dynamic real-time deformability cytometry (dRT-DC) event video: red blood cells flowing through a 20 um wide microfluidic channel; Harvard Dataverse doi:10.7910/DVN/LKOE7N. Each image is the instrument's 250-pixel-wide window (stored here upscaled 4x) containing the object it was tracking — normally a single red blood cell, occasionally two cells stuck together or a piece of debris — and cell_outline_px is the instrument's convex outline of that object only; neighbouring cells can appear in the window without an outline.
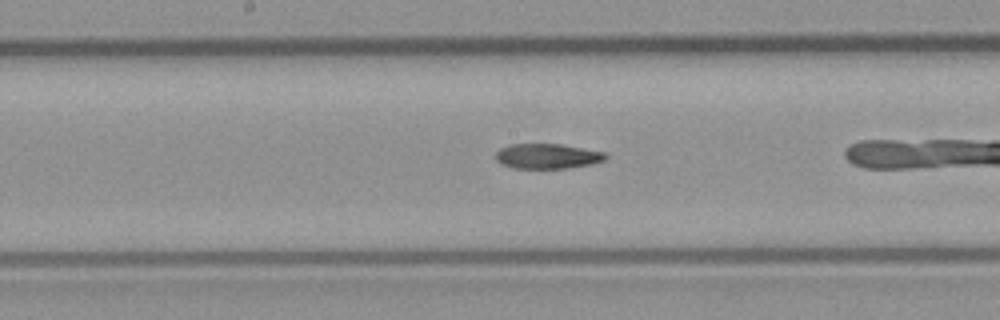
{"species": "common noctule bat (a hibernating species)", "species_latin": "Nyctalus noctula", "temperature_condition": "room temperature", "stored_images_in_passage": 28, "camera_frame_rate_fps": 3000, "um_per_image_px": 0.085, "animal": {"sex": "male", "body_mass_g": 23.1, "forearm_length_mm": 52.7}, "frame": {"image": 1, "passage_image": 24, "time_ms": 7.667, "image_size_px": [1000, 320], "cell_outline_px": [[608, 156], [604, 160], [592, 164], [568, 168], [516, 168], [504, 164], [496, 160], [496, 152], [500, 148], [508, 144], [560, 144], [604, 152]], "centroid_in_image_um": [46.53, 13.27], "position_along_channel_um": 201.7, "area_um2": 15.9}}